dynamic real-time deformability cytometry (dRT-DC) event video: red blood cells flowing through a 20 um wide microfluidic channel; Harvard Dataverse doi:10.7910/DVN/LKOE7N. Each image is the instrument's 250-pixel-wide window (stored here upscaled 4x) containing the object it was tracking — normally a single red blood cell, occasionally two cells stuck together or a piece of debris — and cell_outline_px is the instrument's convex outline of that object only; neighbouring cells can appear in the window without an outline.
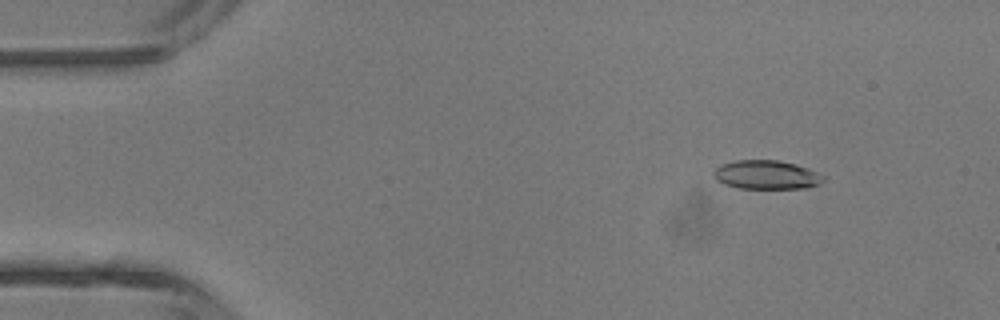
{"species": "common noctule bat (a hibernating species)", "species_latin": "Nyctalus noctula", "temperature_condition": "room temperature", "stored_images_in_passage": 4, "camera_frame_rate_fps": 3000, "um_per_image_px": 0.085, "animal": {"sex": "male", "body_mass_g": 13.3}, "frame": {"image": 1, "passage_image": 2, "time_ms": 1.0, "image_size_px": [1000, 320], "cell_outline_px": [[824, 180], [820, 184], [808, 188], [740, 188], [724, 184], [716, 180], [712, 176], [712, 172], [720, 164], [736, 160], [776, 160], [796, 164], [808, 168], [824, 176]], "centroid_in_image_um": [65.12, 14.85], "position_along_channel_um": 19.9, "area_um2": 18.55}}